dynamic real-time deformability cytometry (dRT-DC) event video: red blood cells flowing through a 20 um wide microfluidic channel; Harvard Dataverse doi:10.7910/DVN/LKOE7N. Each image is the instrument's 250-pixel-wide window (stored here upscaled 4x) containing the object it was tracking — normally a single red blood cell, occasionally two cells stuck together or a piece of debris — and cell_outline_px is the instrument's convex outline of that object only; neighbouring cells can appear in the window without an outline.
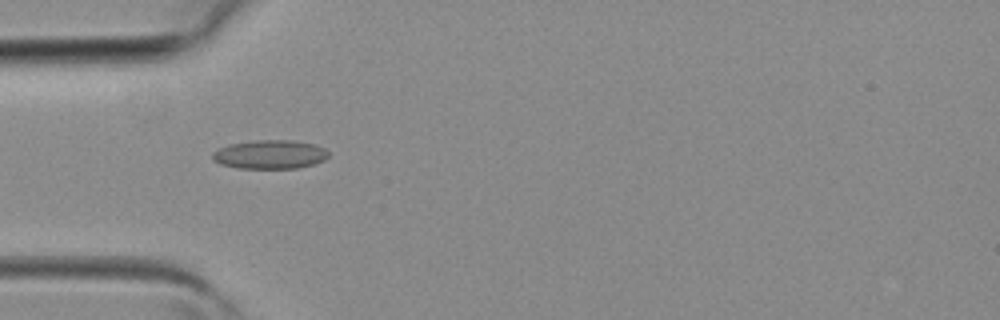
{"species": "common noctule bat (a hibernating species)", "species_latin": "Nyctalus noctula", "temperature_condition": "room temperature", "stored_images_in_passage": 3, "camera_frame_rate_fps": 3000, "um_per_image_px": 0.085, "animal": {"sex": "female", "body_mass_g": 19.3, "forearm_length_mm": 54.1}, "frame": {"image": 1, "passage_image": 3, "time_ms": 0.667, "image_size_px": [1000, 320], "cell_outline_px": [[328, 156], [324, 160], [312, 164], [296, 168], [236, 168], [220, 164], [212, 160], [212, 152], [220, 148], [232, 144], [260, 140], [292, 140], [316, 144], [324, 148], [328, 152]], "centroid_in_image_um": [22.94, 13.13], "position_along_channel_um": 62.1, "area_um2": 19.36}}